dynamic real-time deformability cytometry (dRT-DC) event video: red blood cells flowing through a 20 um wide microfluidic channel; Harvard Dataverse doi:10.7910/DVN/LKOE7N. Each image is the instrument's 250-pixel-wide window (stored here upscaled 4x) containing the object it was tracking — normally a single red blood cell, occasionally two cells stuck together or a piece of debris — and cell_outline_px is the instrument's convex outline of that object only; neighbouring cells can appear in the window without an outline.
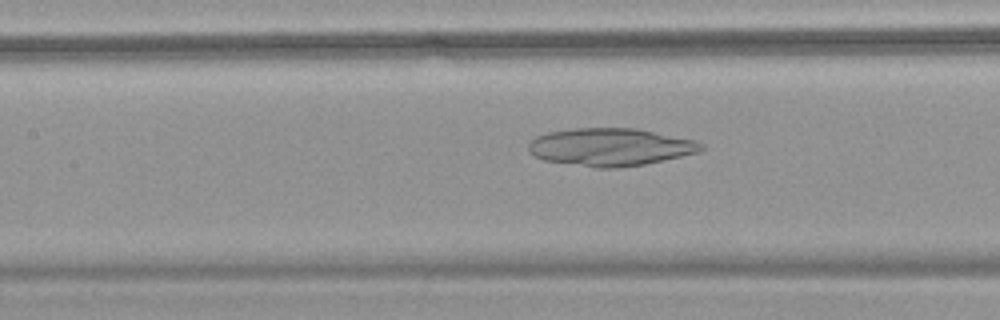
{"species": "common noctule bat (a hibernating species)", "species_latin": "Nyctalus noctula", "temperature_condition": "warm", "stored_images_in_passage": 56, "camera_frame_rate_fps": 3000, "um_per_image_px": 0.085, "animal": {"sex": "female", "body_mass_g": 18.4}, "frame": {"image": 1, "passage_image": 27, "time_ms": 8.667, "image_size_px": [1000, 320], "cell_outline_px": [[704, 148], [700, 152], [644, 164], [616, 168], [592, 168], [544, 160], [528, 152], [528, 144], [536, 136], [548, 132], [572, 128], [636, 128], [696, 140], [704, 144]], "centroid_in_image_um": [51.88, 12.5], "position_along_channel_um": 155.5, "area_um2": 38.15}}
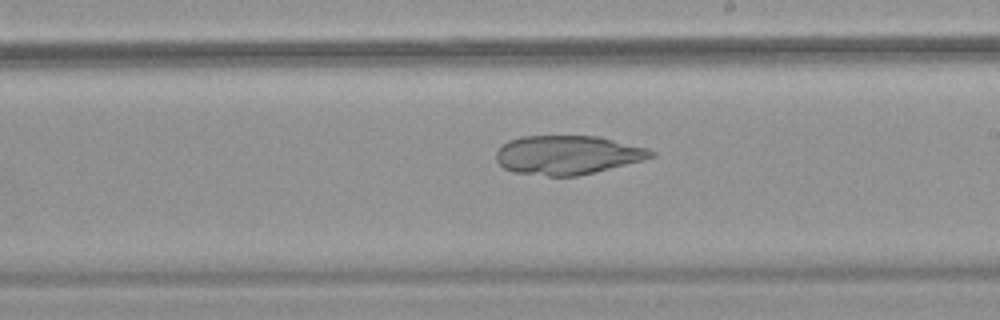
{"frame": {"image": 2, "passage_image": 34, "time_ms": 11.0, "image_size_px": [1000, 320], "cell_outline_px": [[656, 156], [576, 176], [548, 176], [512, 172], [504, 168], [496, 160], [496, 152], [508, 140], [520, 136], [596, 136], [648, 148], [656, 152]], "centroid_in_image_um": [48.2, 13.16], "position_along_channel_um": 240.8, "area_um2": 34.8}}
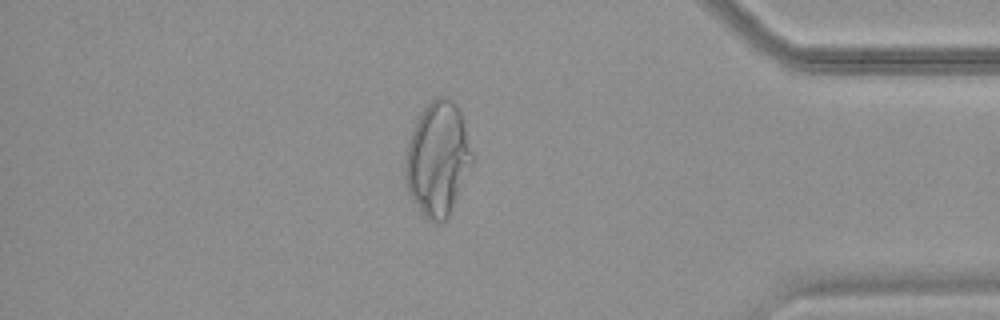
{"frame": {"image": 3, "passage_image": 49, "time_ms": 16.0, "image_size_px": [1000, 320], "cell_outline_px": [[472, 160], [448, 216], [444, 220], [428, 220], [424, 216], [412, 200], [408, 188], [404, 172], [404, 164], [408, 144], [412, 132], [424, 108], [436, 96], [448, 96], [456, 104], [460, 112], [472, 152]], "centroid_in_image_um": [37.18, 13.47], "position_along_channel_um": 398.0, "area_um2": 43.12}}